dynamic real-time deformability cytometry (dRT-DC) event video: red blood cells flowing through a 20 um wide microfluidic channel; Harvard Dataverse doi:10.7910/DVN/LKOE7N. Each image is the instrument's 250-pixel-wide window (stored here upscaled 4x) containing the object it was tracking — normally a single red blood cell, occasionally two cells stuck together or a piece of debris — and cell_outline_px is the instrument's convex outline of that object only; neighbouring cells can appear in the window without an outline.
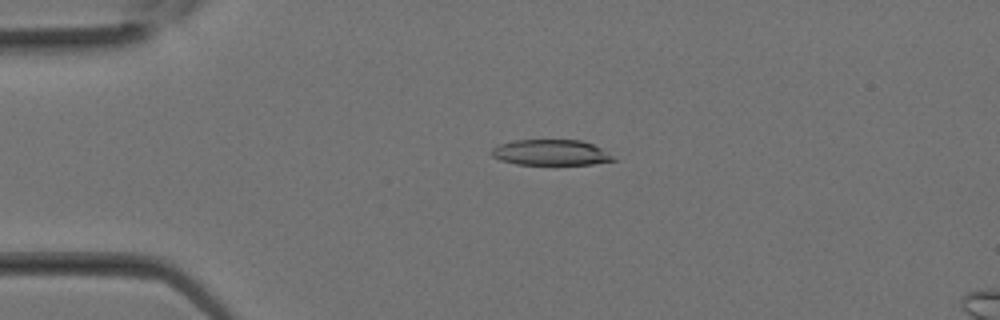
{"species": "Egyptian fruit bat (a non-hibernating species)", "species_latin": "Rousettus aegyptiacus", "temperature_condition": "room temperature", "stored_images_in_passage": 11, "camera_frame_rate_fps": 3000, "um_per_image_px": 0.085, "animal": {"sex": "female"}, "frame": {"image": 1, "passage_image": 7, "time_ms": 2.0, "image_size_px": [1000, 320], "cell_outline_px": [[620, 160], [592, 164], [516, 164], [500, 160], [492, 156], [488, 152], [492, 148], [500, 144], [512, 140], [580, 140], [592, 144], [600, 148]], "centroid_in_image_um": [46.8, 12.96], "position_along_channel_um": 38.2, "area_um2": 18.26}}
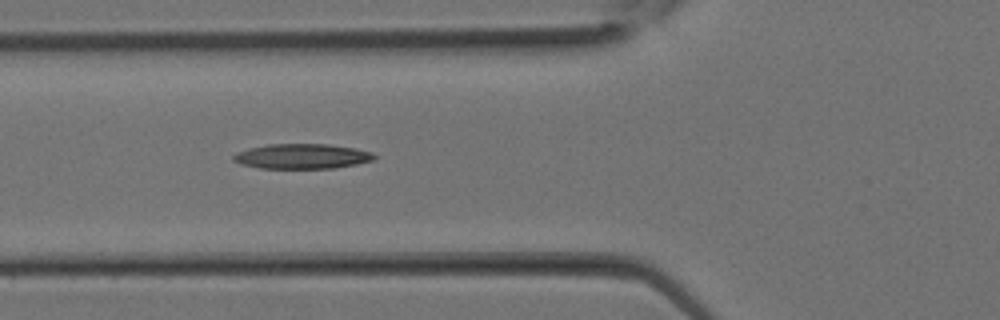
{"frame": {"image": 2, "passage_image": 11, "time_ms": 3.333, "image_size_px": [1000, 320], "cell_outline_px": [[376, 156], [372, 160], [356, 164], [332, 168], [260, 168], [240, 164], [232, 160], [232, 156], [236, 152], [248, 148], [268, 144], [328, 144], [356, 148], [372, 152]], "centroid_in_image_um": [25.63, 13.28], "position_along_channel_um": 100.2, "area_um2": 20.52}}